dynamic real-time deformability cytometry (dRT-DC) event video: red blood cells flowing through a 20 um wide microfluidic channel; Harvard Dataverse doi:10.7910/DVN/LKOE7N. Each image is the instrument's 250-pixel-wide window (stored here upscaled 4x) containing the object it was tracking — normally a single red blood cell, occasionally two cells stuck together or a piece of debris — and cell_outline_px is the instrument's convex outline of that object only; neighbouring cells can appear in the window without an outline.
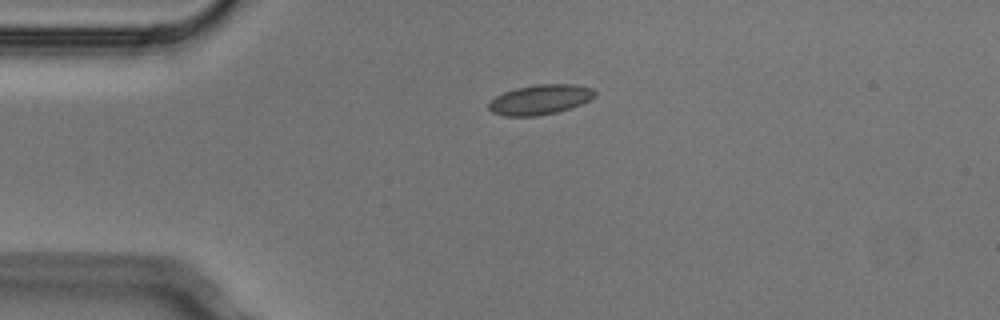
{"species": "Egyptian fruit bat (a non-hibernating species)", "species_latin": "Rousettus aegyptiacus", "temperature_condition": "cold", "stored_images_in_passage": 3, "camera_frame_rate_fps": 3000, "um_per_image_px": 0.085, "animal": {"sex": "male"}, "frame": {"image": 1, "passage_image": 2, "time_ms": 0.333, "image_size_px": [1000, 320], "cell_outline_px": [[596, 96], [580, 104], [556, 112], [536, 116], [504, 116], [492, 112], [488, 108], [488, 104], [496, 96], [504, 92], [516, 88], [536, 84], [576, 84], [592, 88], [596, 92]], "centroid_in_image_um": [45.9, 8.46], "position_along_channel_um": 39.1, "area_um2": 18.38}}